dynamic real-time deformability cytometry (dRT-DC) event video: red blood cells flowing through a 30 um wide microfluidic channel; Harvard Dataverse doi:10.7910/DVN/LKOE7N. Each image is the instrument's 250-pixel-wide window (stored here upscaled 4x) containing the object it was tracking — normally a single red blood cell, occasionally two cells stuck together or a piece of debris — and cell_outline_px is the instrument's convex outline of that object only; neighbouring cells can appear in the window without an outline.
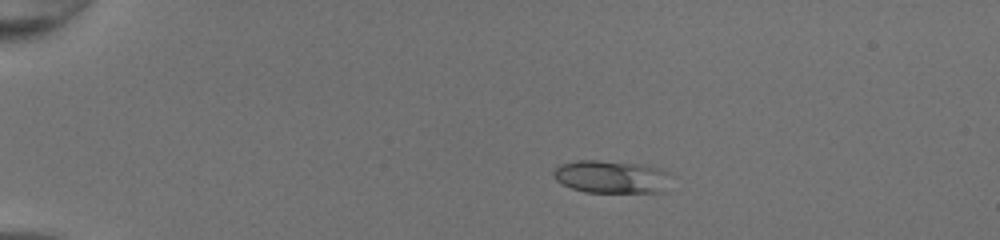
{"species": "common noctule bat (a hibernating species)", "species_latin": "Nyctalus noctula", "temperature_condition": "room temperature", "stored_images_in_passage": 40, "camera_frame_rate_fps": 3000, "um_per_image_px": 0.085, "animal": {"sex": "female", "body_mass_g": 20.0, "forearm_length_mm": 54.0}, "frame": {"image": 1, "passage_image": 1, "time_ms": 0.0, "image_size_px": [1000, 240], "cell_outline_px": [[668, 172], [664, 192], [584, 192], [572, 188], [556, 180], [552, 176], [552, 172], [560, 164], [576, 160], [596, 160], [640, 164], [660, 168]], "centroid_in_image_um": [51.91, 15.02], "position_along_channel_um": 33.1, "area_um2": 22.25}}
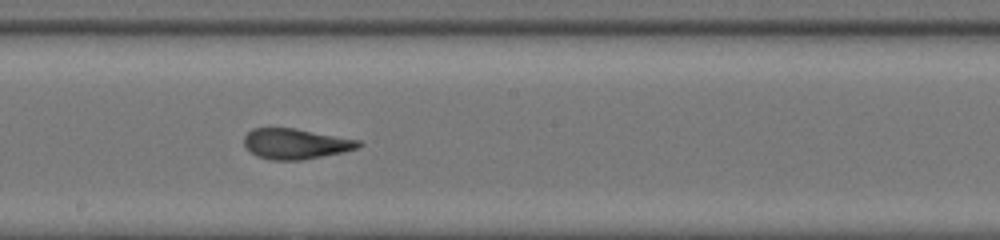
{"frame": {"image": 2, "passage_image": 20, "time_ms": 6.333, "image_size_px": [1000, 240], "cell_outline_px": [[364, 144], [356, 148], [344, 152], [300, 160], [272, 160], [256, 156], [244, 144], [244, 136], [252, 128], [296, 128], [360, 140]], "centroid_in_image_um": [25.14, 12.21], "position_along_channel_um": 223.1, "area_um2": 20.29}}
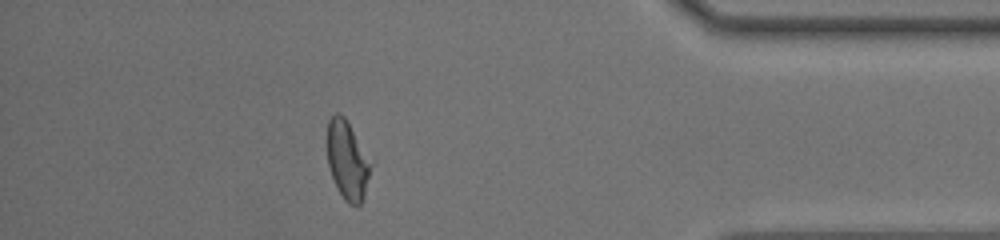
{"frame": {"image": 3, "passage_image": 35, "time_ms": 11.333, "image_size_px": [1000, 240], "cell_outline_px": [[372, 164], [364, 196], [360, 204], [356, 208], [348, 204], [344, 200], [336, 188], [328, 164], [328, 120], [336, 112], [340, 112], [344, 116]], "centroid_in_image_um": [29.52, 13.67], "position_along_channel_um": 405.7, "area_um2": 19.71}, "authors_computed_cell_mechanics": {"area_um2": 20.808, "velocity_mm_per_s": 4.2727, "shape_relaxation_time_tau1_ms": 5.1306, "shape_relaxation_time_tau2_ms": 0.9914, "deformation_change_tau1": 0.1925, "deformation_change_tau2": 0.0756}}